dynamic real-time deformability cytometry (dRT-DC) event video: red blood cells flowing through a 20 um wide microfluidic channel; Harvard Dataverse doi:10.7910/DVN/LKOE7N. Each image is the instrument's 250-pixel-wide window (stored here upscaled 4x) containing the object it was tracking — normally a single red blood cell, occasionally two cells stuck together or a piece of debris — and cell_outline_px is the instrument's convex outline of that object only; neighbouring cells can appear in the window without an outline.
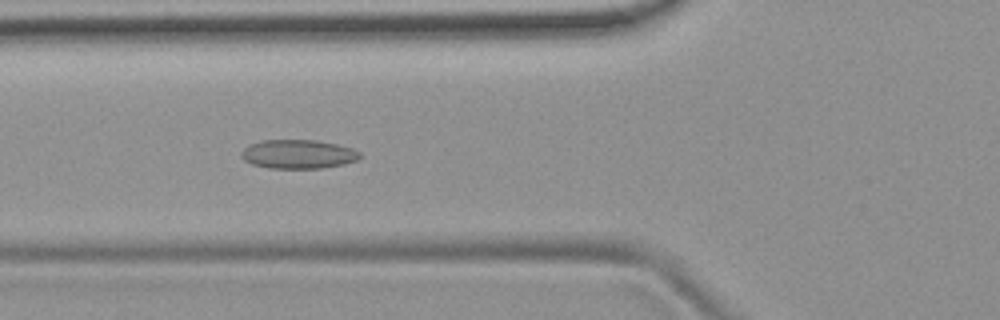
{"species": "common noctule bat (a hibernating species)", "species_latin": "Nyctalus noctula", "temperature_condition": "room temperature", "stored_images_in_passage": 52, "camera_frame_rate_fps": 3000, "um_per_image_px": 0.085, "animal": {"sex": "female", "body_mass_g": 19.9}, "frame": {"image": 1, "passage_image": 19, "time_ms": 6.0, "image_size_px": [1000, 320], "cell_outline_px": [[364, 156], [356, 160], [344, 164], [320, 168], [268, 168], [252, 164], [244, 160], [240, 156], [240, 152], [248, 144], [260, 140], [316, 140], [336, 144], [352, 148], [360, 152]], "centroid_in_image_um": [25.33, 13.1], "position_along_channel_um": 100.5, "area_um2": 20.17}}
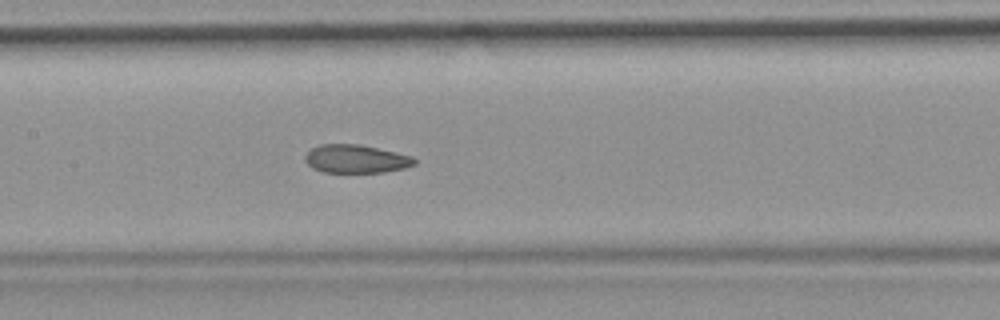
{"frame": {"image": 2, "passage_image": 25, "time_ms": 8.0, "image_size_px": [1000, 320], "cell_outline_px": [[416, 164], [404, 168], [384, 172], [324, 172], [312, 168], [304, 160], [304, 156], [312, 148], [320, 144], [360, 144], [396, 152], [412, 156], [416, 160]], "centroid_in_image_um": [30.25, 13.5], "position_along_channel_um": 177.1, "area_um2": 18.03}}
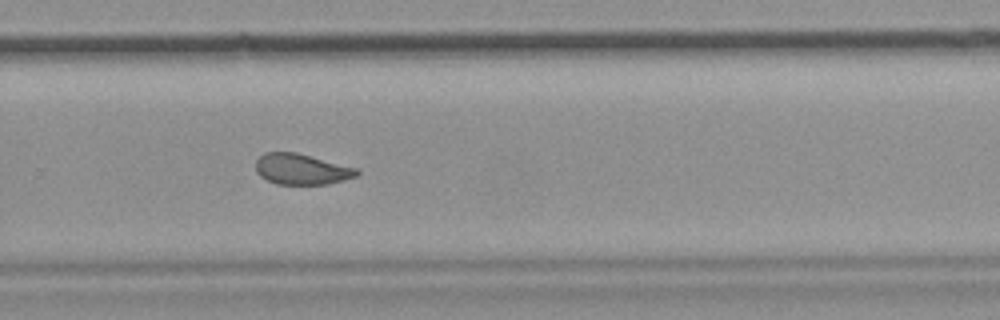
{"frame": {"image": 3, "passage_image": 35, "time_ms": 11.333, "image_size_px": [1000, 320], "cell_outline_px": [[360, 172], [356, 176], [344, 180], [328, 184], [276, 184], [260, 176], [256, 172], [256, 160], [264, 152], [296, 152], [360, 168]], "centroid_in_image_um": [25.66, 14.37], "position_along_channel_um": 304.1, "area_um2": 18.32}, "authors_computed_cell_mechanics": {"area_um2": 19.6809, "velocity_mm_per_s": 3.8225, "shape_relaxation_time_tau1_ms": null, "shape_relaxation_time_tau2_ms": 1.4359, "deformation_change_tau1": null, "deformation_change_tau2": 0.0767}}